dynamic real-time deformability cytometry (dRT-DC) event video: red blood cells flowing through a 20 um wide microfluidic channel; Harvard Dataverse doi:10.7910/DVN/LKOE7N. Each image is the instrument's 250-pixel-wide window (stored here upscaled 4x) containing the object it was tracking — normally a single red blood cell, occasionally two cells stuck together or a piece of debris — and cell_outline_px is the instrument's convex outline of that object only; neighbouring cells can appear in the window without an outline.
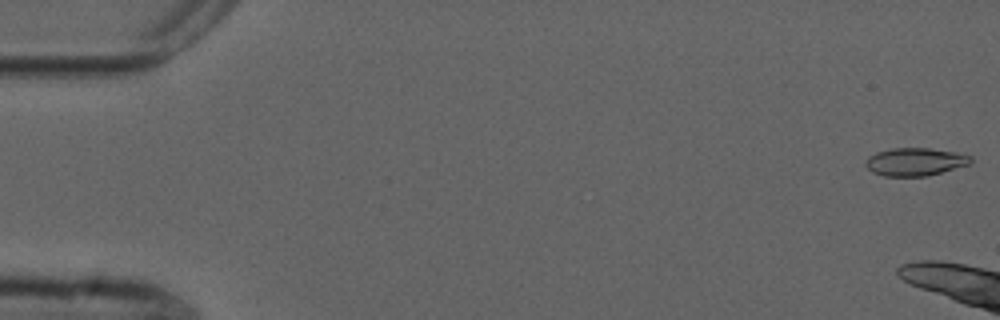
{"species": "common noctule bat (a hibernating species)", "species_latin": "Nyctalus noctula", "temperature_condition": "cold", "stored_images_in_passage": 7, "camera_frame_rate_fps": 3000, "um_per_image_px": 0.085, "animal": {"sex": "male", "forearm_length_mm": 52.5}, "frame": {"image": 1, "passage_image": 1, "time_ms": 0.0, "image_size_px": [1000, 320], "cell_outline_px": [[972, 160], [968, 164], [928, 176], [884, 176], [872, 172], [864, 164], [864, 160], [868, 156], [876, 152], [892, 148], [928, 148], [956, 152], [972, 156]], "centroid_in_image_um": [77.74, 13.75], "position_along_channel_um": 7.3, "area_um2": 17.11}}